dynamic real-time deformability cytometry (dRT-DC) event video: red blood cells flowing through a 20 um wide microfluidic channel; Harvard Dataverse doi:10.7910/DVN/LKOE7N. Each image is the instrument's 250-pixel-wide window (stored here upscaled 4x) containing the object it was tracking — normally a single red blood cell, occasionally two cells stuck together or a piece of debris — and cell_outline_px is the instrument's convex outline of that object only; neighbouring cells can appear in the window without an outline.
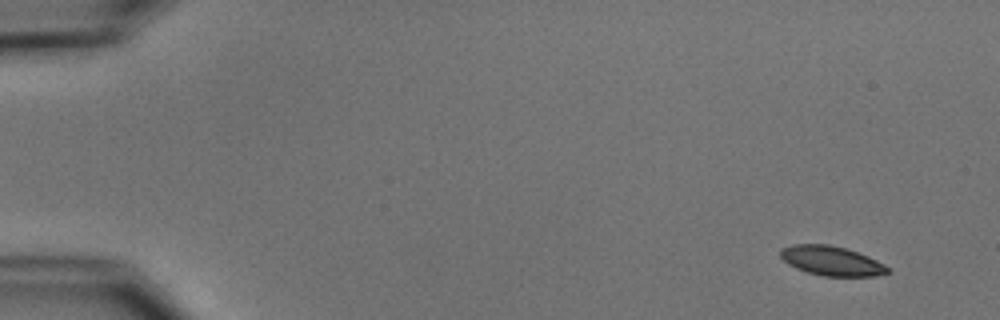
{"species": "common noctule bat (a hibernating species)", "species_latin": "Nyctalus noctula", "temperature_condition": "cold", "stored_images_in_passage": 55, "camera_frame_rate_fps": 3000, "um_per_image_px": 0.085, "animal": {"sex": "male", "body_mass_g": 15.6}, "frame": {"image": 1, "passage_image": 4, "time_ms": 1.0, "image_size_px": [1000, 320], "cell_outline_px": [[888, 272], [876, 276], [824, 276], [808, 272], [796, 268], [788, 264], [780, 256], [780, 248], [792, 244], [828, 244], [844, 248], [868, 256], [884, 264], [888, 268]], "centroid_in_image_um": [70.64, 22.16], "position_along_channel_um": 14.4, "area_um2": 18.26}}
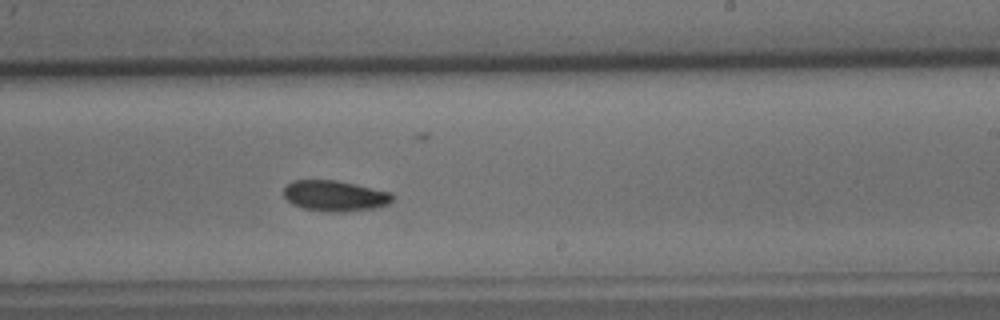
{"frame": {"image": 2, "passage_image": 34, "time_ms": 11.0, "image_size_px": [1000, 320], "cell_outline_px": [[396, 196], [388, 204], [376, 208], [344, 212], [332, 212], [304, 208], [292, 204], [284, 196], [284, 188], [292, 180], [336, 180], [356, 184], [392, 192]], "centroid_in_image_um": [28.51, 16.64], "position_along_channel_um": 260.5, "area_um2": 19.59}}
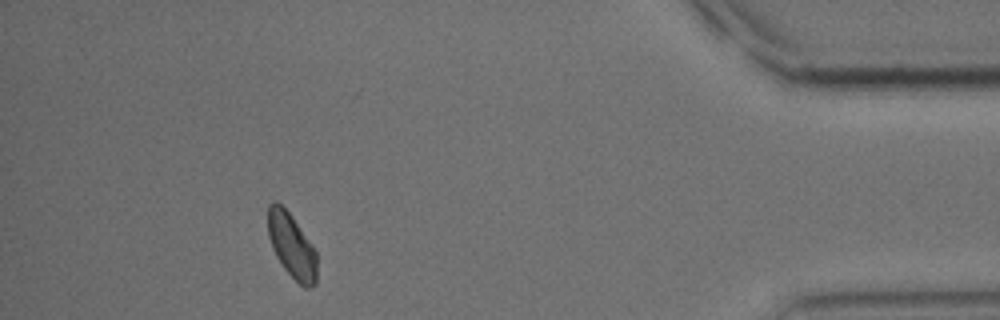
{"frame": {"image": 3, "passage_image": 50, "time_ms": 16.333, "image_size_px": [1000, 320], "cell_outline_px": [[316, 284], [308, 288], [304, 288], [284, 268], [276, 256], [272, 248], [268, 236], [268, 204], [272, 200], [276, 200], [292, 216], [312, 244], [316, 252]], "centroid_in_image_um": [24.78, 20.87], "position_along_channel_um": 410.4, "area_um2": 18.38}, "authors_computed_cell_mechanics": {"area_um2": 19.074, "velocity_mm_per_s": 3.7273, "shape_relaxation_time_tau1_ms": 3.4034, "shape_relaxation_time_tau2_ms": null, "deformation_change_tau1": 0.0699, "deformation_change_tau2": null}}